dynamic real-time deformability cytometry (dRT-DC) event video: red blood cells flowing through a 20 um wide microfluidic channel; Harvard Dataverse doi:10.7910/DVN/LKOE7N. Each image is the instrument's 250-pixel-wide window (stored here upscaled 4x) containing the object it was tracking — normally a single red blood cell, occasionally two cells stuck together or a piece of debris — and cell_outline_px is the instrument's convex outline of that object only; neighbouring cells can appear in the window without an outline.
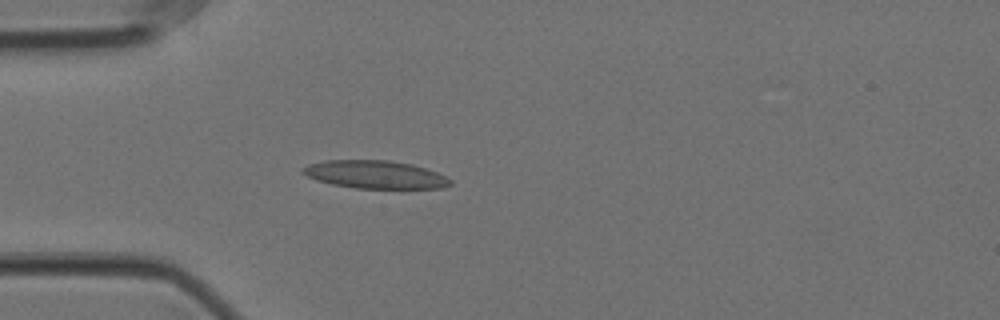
{"species": "Egyptian fruit bat (a non-hibernating species)", "species_latin": "Rousettus aegyptiacus", "temperature_condition": "cold", "stored_images_in_passage": 37, "camera_frame_rate_fps": 3000, "um_per_image_px": 0.085, "animal": {"sex": "female"}, "frame": {"image": 1, "passage_image": 1, "time_ms": 0.0, "image_size_px": [1000, 320], "cell_outline_px": [[452, 184], [440, 188], [356, 188], [332, 184], [316, 180], [300, 172], [300, 168], [308, 164], [324, 160], [388, 160], [412, 164], [436, 172], [452, 180]], "centroid_in_image_um": [31.84, 14.83], "position_along_channel_um": 53.2, "area_um2": 23.99}}
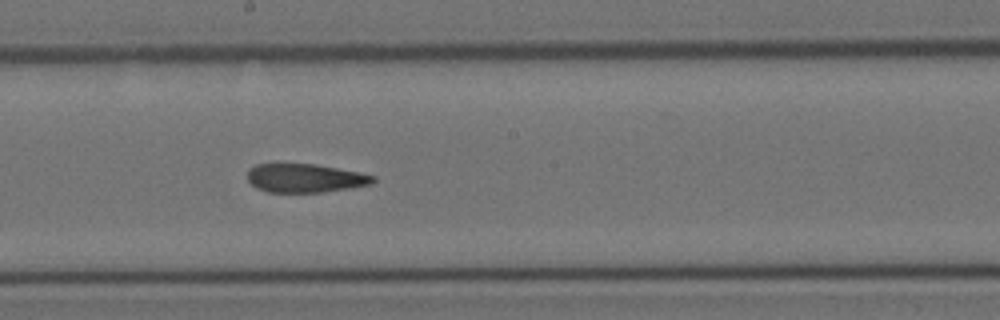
{"frame": {"image": 2, "passage_image": 16, "time_ms": 5.0, "image_size_px": [1000, 320], "cell_outline_px": [[376, 180], [372, 184], [348, 188], [320, 192], [268, 192], [256, 188], [248, 180], [248, 168], [256, 164], [316, 164], [360, 172], [376, 176]], "centroid_in_image_um": [25.94, 15.13], "position_along_channel_um": 222.3, "area_um2": 20.98}}
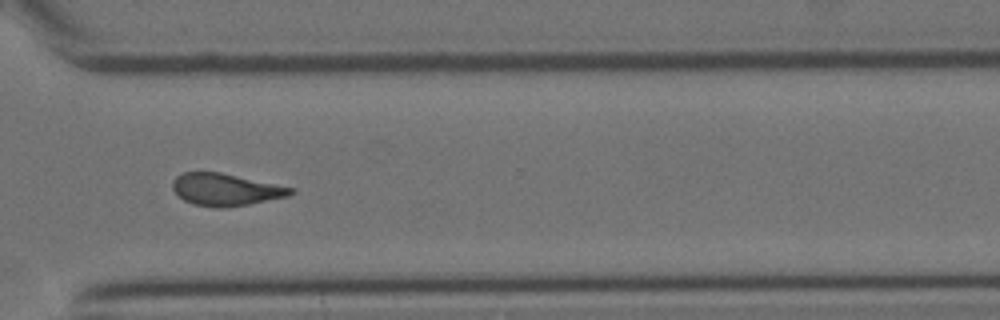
{"frame": {"image": 3, "passage_image": 27, "time_ms": 8.667, "image_size_px": [1000, 320], "cell_outline_px": [[296, 192], [288, 196], [248, 204], [224, 208], [220, 208], [196, 204], [184, 200], [172, 188], [172, 184], [176, 176], [184, 172], [220, 172], [292, 188]], "centroid_in_image_um": [19.16, 16.11], "position_along_channel_um": 351.4, "area_um2": 21.68}, "authors_computed_cell_mechanics": {"area_um2": 22.253, "velocity_mm_per_s": 3.5341, "shape_relaxation_time_tau1_ms": null, "shape_relaxation_time_tau2_ms": 3.8152, "deformation_change_tau1": null, "deformation_change_tau2": 0.118}}